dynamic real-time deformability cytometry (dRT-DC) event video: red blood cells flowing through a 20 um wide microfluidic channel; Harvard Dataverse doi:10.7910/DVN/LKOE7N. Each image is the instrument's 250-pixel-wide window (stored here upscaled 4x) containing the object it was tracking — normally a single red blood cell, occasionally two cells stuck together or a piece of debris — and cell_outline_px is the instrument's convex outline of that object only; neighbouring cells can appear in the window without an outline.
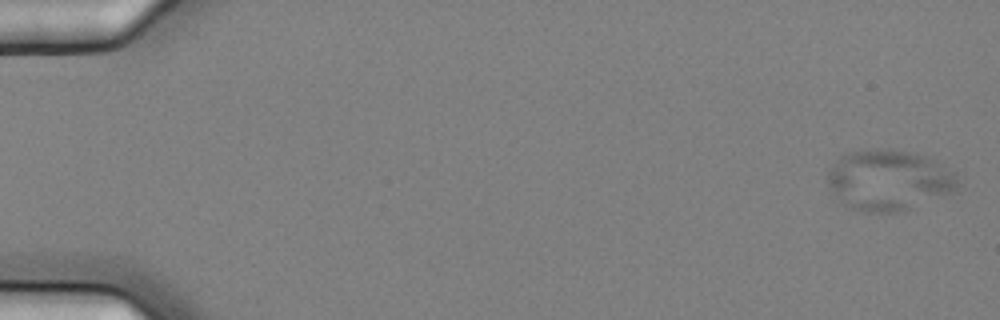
{"species": "common noctule bat (a hibernating species)", "species_latin": "Nyctalus noctula", "temperature_condition": "cold", "stored_images_in_passage": 6, "camera_frame_rate_fps": 3000, "um_per_image_px": 0.085, "animal": {"sex": "female", "body_mass_g": 25.1}, "frame": {"image": 1, "passage_image": 1, "time_ms": 0.0, "image_size_px": [1000, 320], "cell_outline_px": [[960, 184], [956, 192], [896, 212], [868, 212], [848, 208], [844, 204], [828, 184], [828, 172], [832, 164], [840, 156], [852, 152], [880, 148], [892, 148], [916, 152], [936, 160], [956, 172]], "centroid_in_image_um": [75.61, 15.28], "position_along_channel_um": 9.4, "area_um2": 46.3}}
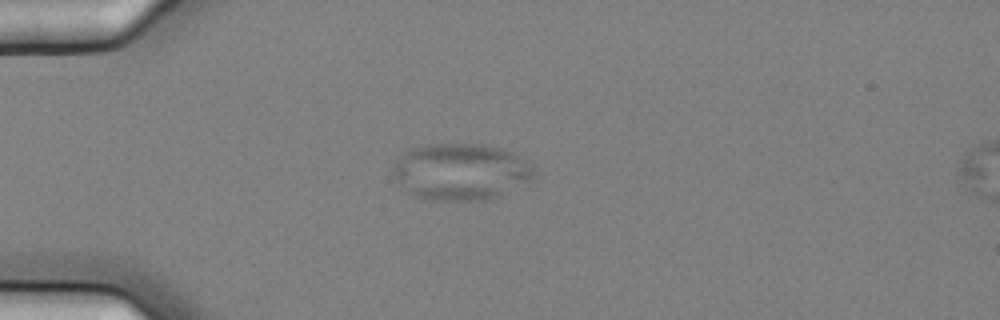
{"frame": {"image": 2, "passage_image": 5, "time_ms": 1.333, "image_size_px": [1000, 320], "cell_outline_px": [[536, 176], [532, 180], [500, 196], [484, 200], [428, 200], [404, 192], [392, 172], [392, 168], [400, 156], [404, 152], [416, 144], [484, 144], [504, 148], [512, 152], [532, 164], [536, 168]], "centroid_in_image_um": [39.18, 14.59], "position_along_channel_um": 45.8, "area_um2": 47.4}}